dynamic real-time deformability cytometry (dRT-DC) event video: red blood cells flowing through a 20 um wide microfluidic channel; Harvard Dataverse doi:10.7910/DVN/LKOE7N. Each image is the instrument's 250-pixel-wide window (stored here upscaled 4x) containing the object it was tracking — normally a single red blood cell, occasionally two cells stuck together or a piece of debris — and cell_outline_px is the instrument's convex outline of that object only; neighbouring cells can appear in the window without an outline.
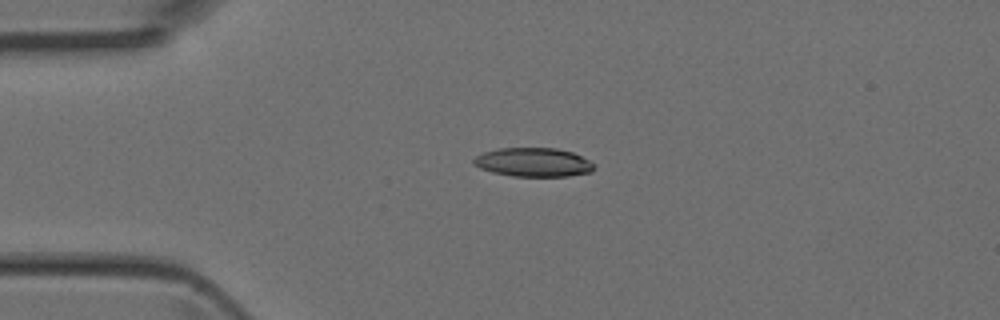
{"species": "Egyptian fruit bat (a non-hibernating species)", "species_latin": "Rousettus aegyptiacus", "temperature_condition": "room temperature", "stored_images_in_passage": 6, "camera_frame_rate_fps": 3000, "um_per_image_px": 0.085, "animal": {"sex": "female"}, "frame": {"image": 1, "passage_image": 4, "time_ms": 1.0, "image_size_px": [1000, 320], "cell_outline_px": [[596, 168], [592, 172], [568, 176], [512, 176], [492, 172], [480, 168], [472, 164], [472, 160], [476, 156], [484, 152], [496, 148], [556, 148], [572, 152], [596, 164]], "centroid_in_image_um": [45.34, 13.79], "position_along_channel_um": 39.7, "area_um2": 20.4}}
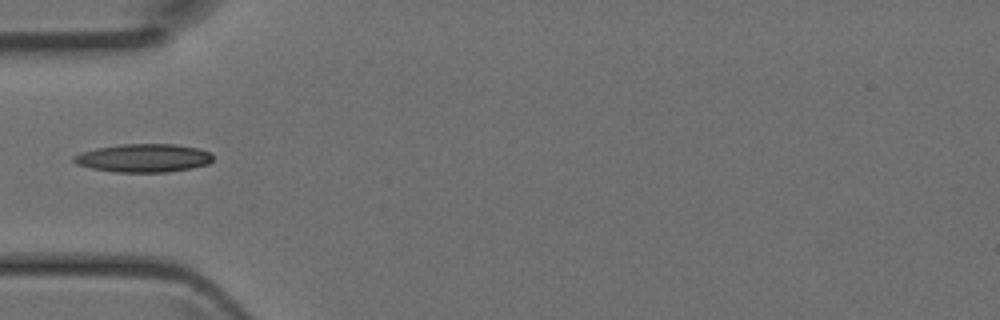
{"frame": {"image": 2, "passage_image": 5, "time_ms": 1.333, "image_size_px": [1000, 320], "cell_outline_px": [[212, 160], [208, 164], [192, 168], [168, 172], [116, 172], [92, 168], [76, 164], [72, 160], [72, 156], [80, 152], [96, 148], [120, 144], [176, 144], [196, 148], [208, 152], [212, 156]], "centroid_in_image_um": [12.16, 13.43], "position_along_channel_um": 72.8, "area_um2": 22.95}}
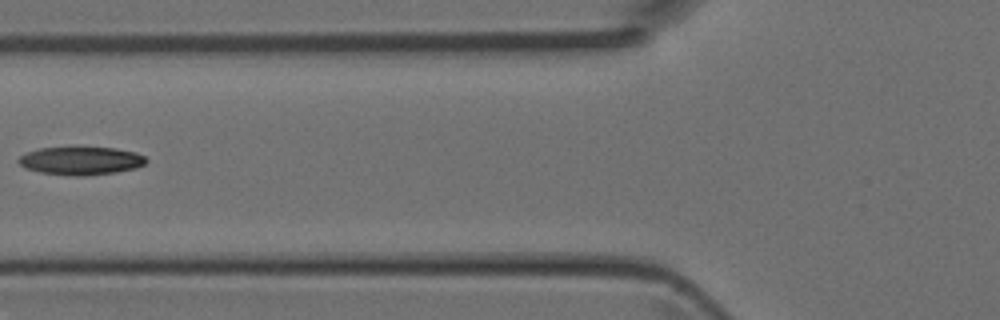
{"frame": {"image": 3, "passage_image": 6, "time_ms": 1.667, "image_size_px": [1000, 320], "cell_outline_px": [[148, 160], [144, 164], [136, 168], [116, 172], [84, 176], [72, 176], [40, 172], [24, 168], [16, 160], [20, 156], [28, 152], [40, 148], [72, 144], [116, 148], [136, 152], [144, 156]], "centroid_in_image_um": [6.86, 13.61], "position_along_channel_um": 118.9, "area_um2": 21.91}}